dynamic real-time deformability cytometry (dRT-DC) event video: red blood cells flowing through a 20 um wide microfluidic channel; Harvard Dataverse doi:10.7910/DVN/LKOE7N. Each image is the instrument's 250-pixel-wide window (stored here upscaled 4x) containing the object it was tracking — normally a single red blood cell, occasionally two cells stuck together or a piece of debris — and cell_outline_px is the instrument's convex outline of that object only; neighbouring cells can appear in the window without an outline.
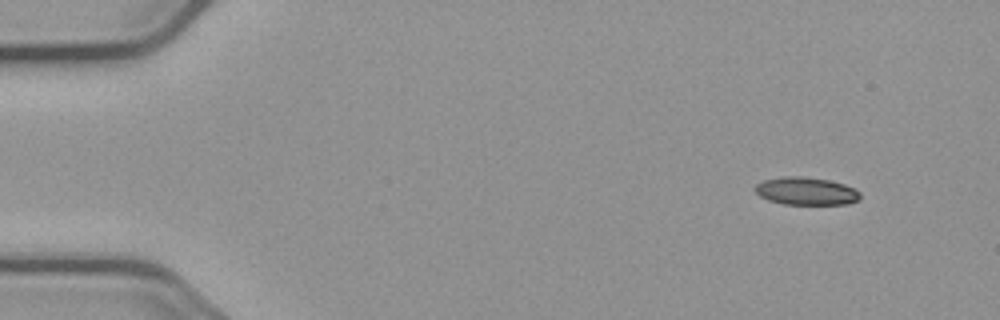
{"species": "common noctule bat (a hibernating species)", "species_latin": "Nyctalus noctula", "temperature_condition": "cold", "stored_images_in_passage": 4, "camera_frame_rate_fps": 3000, "um_per_image_px": 0.085, "animal": {"sex": "male", "body_mass_g": 23.1, "forearm_length_mm": 52.7}, "frame": {"image": 1, "passage_image": 1, "time_ms": 0.0, "image_size_px": [1000, 320], "cell_outline_px": [[860, 200], [848, 204], [784, 204], [768, 200], [760, 196], [752, 188], [756, 184], [764, 180], [780, 176], [804, 176], [828, 180], [844, 184], [860, 192]], "centroid_in_image_um": [68.49, 16.24], "position_along_channel_um": 16.5, "area_um2": 17.11}}